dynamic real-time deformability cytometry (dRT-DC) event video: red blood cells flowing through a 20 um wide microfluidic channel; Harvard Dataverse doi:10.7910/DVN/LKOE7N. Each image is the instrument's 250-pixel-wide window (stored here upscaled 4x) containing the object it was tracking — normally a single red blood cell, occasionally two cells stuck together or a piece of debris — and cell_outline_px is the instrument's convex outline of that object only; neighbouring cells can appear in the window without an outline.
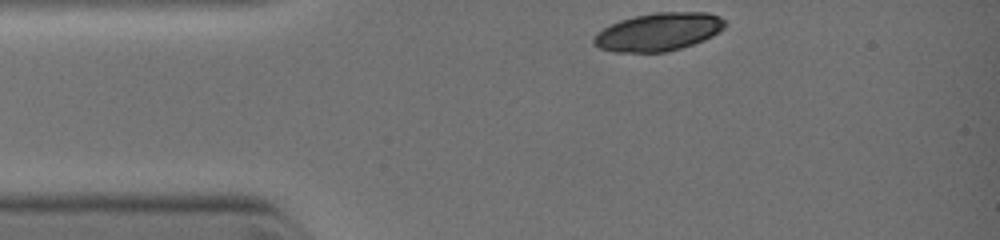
{"species": "common noctule bat (a hibernating species)", "species_latin": "Nyctalus noctula", "temperature_condition": "warm", "stored_images_in_passage": 9, "camera_frame_rate_fps": 3000, "um_per_image_px": 0.085, "animal": {"sex": "female", "body_mass_g": 19.0, "forearm_length_mm": 51.5}, "frame": {"image": 1, "passage_image": 1, "time_ms": 0.0, "image_size_px": [1000, 240], "cell_outline_px": [[724, 28], [712, 36], [692, 44], [680, 48], [664, 52], [616, 52], [600, 48], [592, 44], [592, 40], [604, 28], [620, 20], [652, 12], [704, 12], [720, 16], [724, 20]], "centroid_in_image_um": [55.97, 2.7], "position_along_channel_um": 29.0, "area_um2": 28.73}}
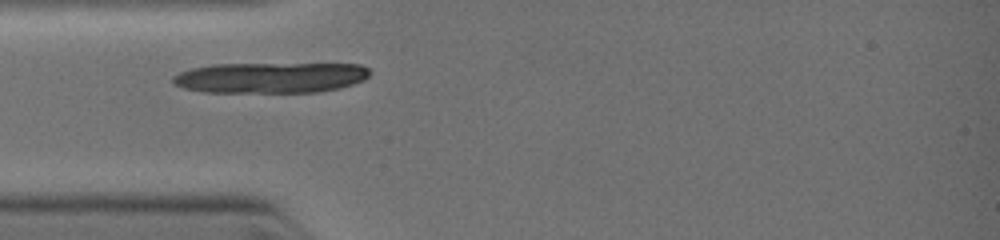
{"frame": {"image": 2, "passage_image": 4, "time_ms": 1.333, "image_size_px": [1000, 240], "cell_outline_px": [[372, 72], [364, 80], [340, 88], [320, 92], [204, 92], [184, 88], [176, 84], [172, 80], [172, 76], [180, 72], [192, 68], [212, 64], [360, 64], [368, 68]], "centroid_in_image_um": [23.02, 6.59], "position_along_channel_um": 62.0, "area_um2": 35.26}}